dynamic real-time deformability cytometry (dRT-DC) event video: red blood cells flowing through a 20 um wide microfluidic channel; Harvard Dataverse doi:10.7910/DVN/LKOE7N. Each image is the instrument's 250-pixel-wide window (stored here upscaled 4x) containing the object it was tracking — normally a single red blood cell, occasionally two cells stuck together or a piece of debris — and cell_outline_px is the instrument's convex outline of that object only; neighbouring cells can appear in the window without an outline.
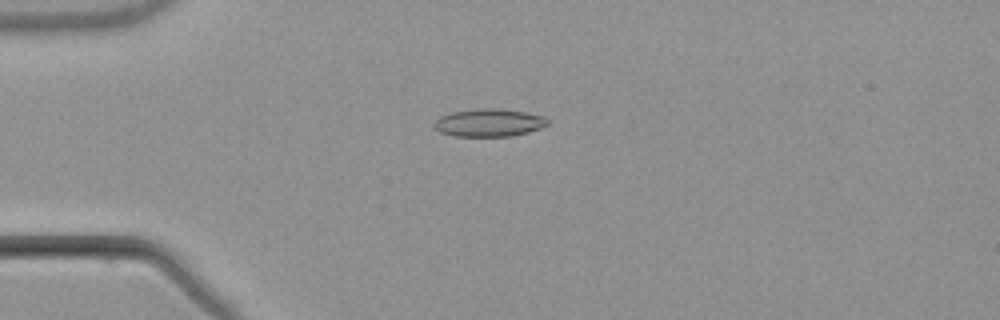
{"species": "common noctule bat (a hibernating species)", "species_latin": "Nyctalus noctula", "temperature_condition": "warm", "stored_images_in_passage": 6, "camera_frame_rate_fps": 3000, "um_per_image_px": 0.085, "animal": {"sex": "male", "body_mass_g": 21.5, "forearm_length_mm": 52.0}, "frame": {"image": 1, "passage_image": 4, "time_ms": 4.333, "image_size_px": [1000, 320], "cell_outline_px": [[548, 124], [540, 128], [528, 132], [512, 136], [456, 136], [440, 132], [432, 128], [432, 124], [440, 116], [452, 112], [476, 108], [496, 108], [524, 112], [544, 116], [548, 120]], "centroid_in_image_um": [41.53, 10.43], "position_along_channel_um": 43.5, "area_um2": 18.44}}
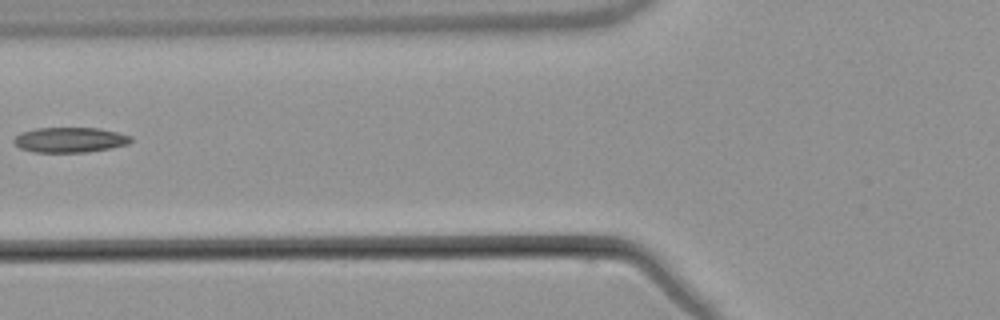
{"frame": {"image": 2, "passage_image": 6, "time_ms": 7.0, "image_size_px": [1000, 320], "cell_outline_px": [[132, 140], [128, 144], [112, 148], [88, 152], [32, 152], [20, 148], [12, 140], [20, 132], [36, 128], [100, 128], [132, 136]], "centroid_in_image_um": [5.94, 11.89], "position_along_channel_um": 119.9, "area_um2": 17.22}}